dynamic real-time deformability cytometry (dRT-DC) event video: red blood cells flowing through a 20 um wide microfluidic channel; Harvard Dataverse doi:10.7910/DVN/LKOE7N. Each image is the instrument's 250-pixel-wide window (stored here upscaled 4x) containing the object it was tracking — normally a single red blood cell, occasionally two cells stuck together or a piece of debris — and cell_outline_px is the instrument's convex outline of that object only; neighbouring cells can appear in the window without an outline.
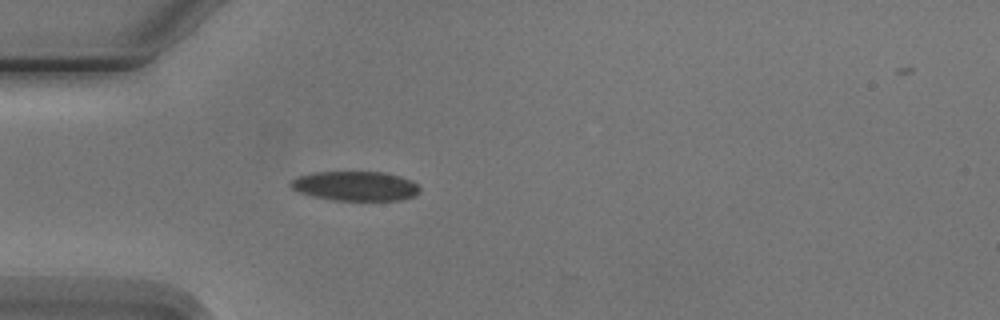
{"species": "Egyptian fruit bat (a non-hibernating species)", "species_latin": "Rousettus aegyptiacus", "temperature_condition": "cold", "stored_images_in_passage": 5, "camera_frame_rate_fps": 3000, "um_per_image_px": 0.085, "animal": {"sex": "male"}, "frame": {"image": 1, "passage_image": 5, "time_ms": 4.667, "image_size_px": [1000, 320], "cell_outline_px": [[420, 192], [412, 196], [400, 200], [332, 200], [312, 196], [300, 192], [292, 188], [288, 184], [292, 180], [300, 176], [312, 172], [384, 172], [400, 176], [412, 180], [420, 188]], "centroid_in_image_um": [30.21, 15.81], "position_along_channel_um": 54.8, "area_um2": 22.14}}